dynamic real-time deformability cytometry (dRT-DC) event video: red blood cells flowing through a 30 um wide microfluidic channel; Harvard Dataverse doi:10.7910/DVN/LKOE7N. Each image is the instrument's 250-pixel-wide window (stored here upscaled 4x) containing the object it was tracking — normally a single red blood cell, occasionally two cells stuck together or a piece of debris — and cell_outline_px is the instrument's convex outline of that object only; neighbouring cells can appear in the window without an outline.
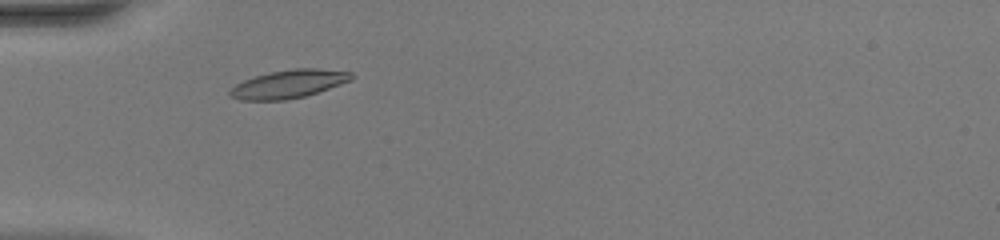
{"species": "common noctule bat (a hibernating species)", "species_latin": "Nyctalus noctula", "temperature_condition": "warm", "stored_images_in_passage": 41, "camera_frame_rate_fps": 3000, "um_per_image_px": 0.085, "animal": {"sex": "female", "body_mass_g": 20.0, "forearm_length_mm": 54.0}, "frame": {"image": 1, "passage_image": 7, "time_ms": 2.0, "image_size_px": [1000, 240], "cell_outline_px": [[356, 76], [352, 80], [304, 96], [288, 100], [240, 100], [228, 96], [228, 92], [236, 84], [244, 80], [256, 76], [272, 72], [296, 68], [316, 68], [352, 72]], "centroid_in_image_um": [24.54, 7.14], "position_along_channel_um": 60.5, "area_um2": 19.83}}
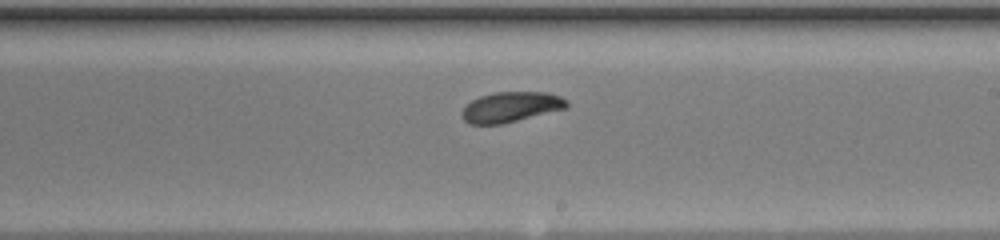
{"frame": {"image": 2, "passage_image": 21, "time_ms": 6.667, "image_size_px": [1000, 240], "cell_outline_px": [[568, 108], [500, 124], [468, 124], [464, 120], [460, 112], [472, 100], [480, 96], [496, 92], [548, 92], [560, 96], [568, 104]], "centroid_in_image_um": [43.41, 9.09], "position_along_channel_um": 245.6, "area_um2": 18.32}}
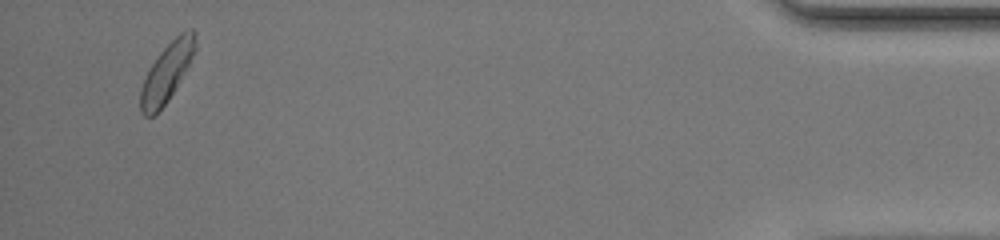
{"frame": {"image": 3, "passage_image": 39, "time_ms": 12.667, "image_size_px": [1000, 240], "cell_outline_px": [[196, 52], [168, 100], [156, 116], [144, 116], [140, 112], [140, 88], [152, 64], [160, 52], [180, 32], [192, 28], [196, 32]], "centroid_in_image_um": [14.19, 6.16], "position_along_channel_um": 421.0, "area_um2": 18.61}, "authors_computed_cell_mechanics": {"area_um2": 18.6116, "velocity_mm_per_s": 4.1037, "shape_relaxation_time_tau1_ms": 2.8624, "shape_relaxation_time_tau2_ms": 2.7987, "deformation_change_tau1": 0.1312, "deformation_change_tau2": 0.0691}}